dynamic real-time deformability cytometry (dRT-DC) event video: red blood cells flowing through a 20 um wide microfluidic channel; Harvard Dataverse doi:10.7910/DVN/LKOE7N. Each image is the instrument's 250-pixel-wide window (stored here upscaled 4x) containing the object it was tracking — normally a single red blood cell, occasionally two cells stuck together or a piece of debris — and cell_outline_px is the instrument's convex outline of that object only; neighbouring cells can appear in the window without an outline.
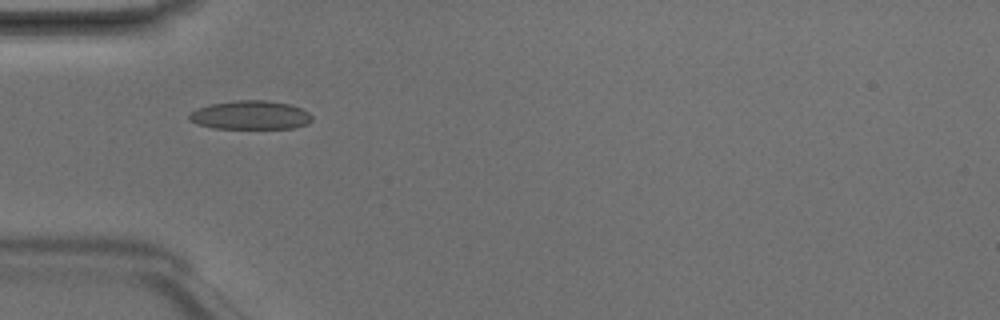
{"species": "Egyptian fruit bat (a non-hibernating species)", "species_latin": "Rousettus aegyptiacus", "temperature_condition": "room temperature", "stored_images_in_passage": 8, "camera_frame_rate_fps": 3000, "um_per_image_px": 0.085, "animal": {"sex": "male"}, "frame": {"image": 1, "passage_image": 5, "time_ms": 1.333, "image_size_px": [1000, 320], "cell_outline_px": [[312, 120], [308, 124], [296, 128], [212, 128], [196, 124], [188, 120], [188, 112], [196, 108], [212, 104], [236, 100], [268, 100], [288, 104], [300, 108], [308, 112], [312, 116]], "centroid_in_image_um": [21.25, 9.79], "position_along_channel_um": 63.7, "area_um2": 20.75}}